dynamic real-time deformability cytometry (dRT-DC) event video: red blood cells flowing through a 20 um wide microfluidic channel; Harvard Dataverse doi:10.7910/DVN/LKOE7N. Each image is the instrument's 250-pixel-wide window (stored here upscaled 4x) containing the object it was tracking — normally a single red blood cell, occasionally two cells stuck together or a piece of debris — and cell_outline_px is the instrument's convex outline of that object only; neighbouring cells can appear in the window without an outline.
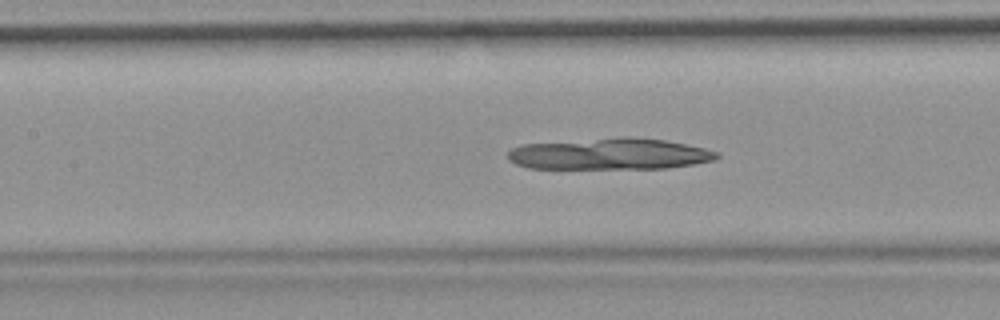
{"species": "common noctule bat (a hibernating species)", "species_latin": "Nyctalus noctula", "temperature_condition": "room temperature", "stored_images_in_passage": 52, "camera_frame_rate_fps": 3000, "um_per_image_px": 0.085, "animal": {"sex": "female", "body_mass_g": 19.9}, "frame": {"image": 1, "passage_image": 22, "time_ms": 7.0, "image_size_px": [1000, 320], "cell_outline_px": [[720, 156], [712, 160], [692, 164], [668, 168], [528, 168], [516, 164], [508, 160], [508, 152], [512, 148], [524, 144], [628, 136], [664, 140], [704, 148], [716, 152]], "centroid_in_image_um": [51.79, 13.08], "position_along_channel_um": 155.6, "area_um2": 37.86}}
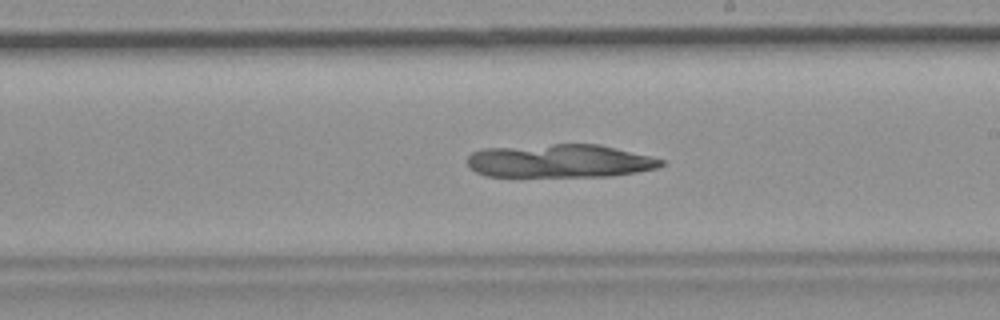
{"frame": {"image": 2, "passage_image": 29, "time_ms": 9.333, "image_size_px": [1000, 320], "cell_outline_px": [[664, 164], [656, 168], [636, 172], [612, 176], [484, 176], [468, 168], [468, 156], [472, 152], [484, 148], [552, 144], [600, 144], [664, 160]], "centroid_in_image_um": [47.53, 13.68], "position_along_channel_um": 241.5, "area_um2": 37.57}}
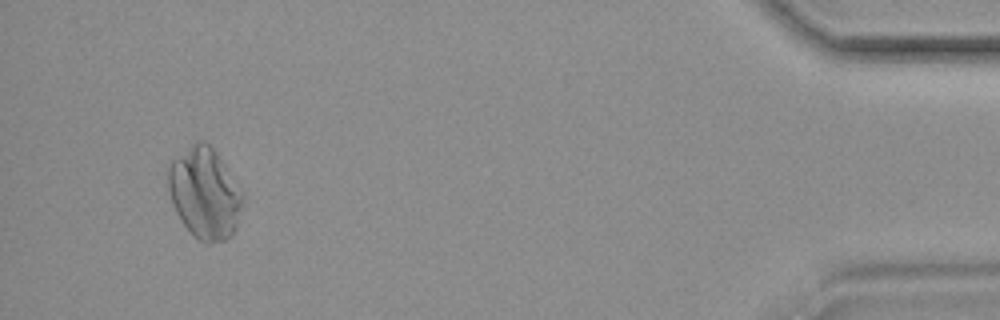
{"frame": {"image": 3, "passage_image": 49, "time_ms": 16.0, "image_size_px": [1000, 320], "cell_outline_px": [[240, 204], [236, 224], [232, 236], [224, 240], [208, 244], [200, 240], [184, 224], [176, 212], [172, 204], [168, 192], [168, 168], [172, 160], [196, 140], [204, 140], [216, 152], [240, 192]], "centroid_in_image_um": [17.32, 16.41], "position_along_channel_um": 417.9, "area_um2": 38.38}}